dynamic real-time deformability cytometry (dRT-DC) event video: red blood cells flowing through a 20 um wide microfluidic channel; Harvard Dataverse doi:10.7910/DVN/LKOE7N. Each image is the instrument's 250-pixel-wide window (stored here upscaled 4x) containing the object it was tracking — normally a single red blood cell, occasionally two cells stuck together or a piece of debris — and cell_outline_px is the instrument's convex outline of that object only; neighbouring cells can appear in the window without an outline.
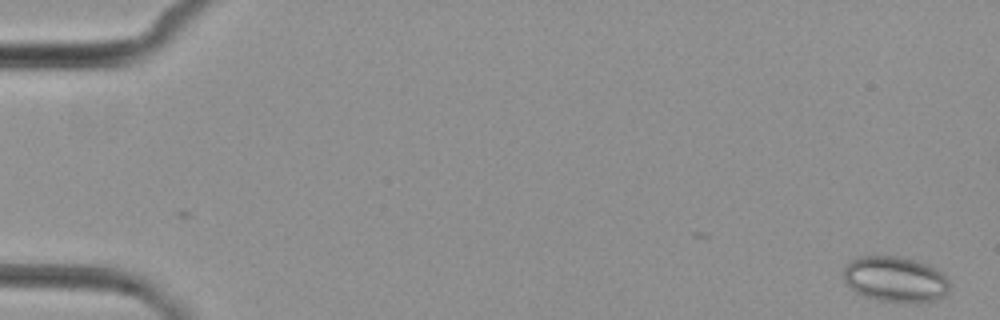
{"species": "common noctule bat (a hibernating species)", "species_latin": "Nyctalus noctula", "temperature_condition": "cold", "stored_images_in_passage": 8, "camera_frame_rate_fps": 3000, "um_per_image_px": 0.085, "animal": {"sex": "female", "body_mass_g": 29.2, "forearm_length_mm": 56.3}, "frame": {"image": 1, "passage_image": 1, "time_ms": 0.0, "image_size_px": [1000, 320], "cell_outline_px": [[948, 292], [944, 296], [936, 300], [904, 304], [880, 300], [864, 296], [856, 292], [844, 280], [844, 264], [856, 256], [900, 256], [916, 260], [928, 264], [936, 268], [948, 280]], "centroid_in_image_um": [76.09, 23.73], "position_along_channel_um": 8.9, "area_um2": 28.55}}
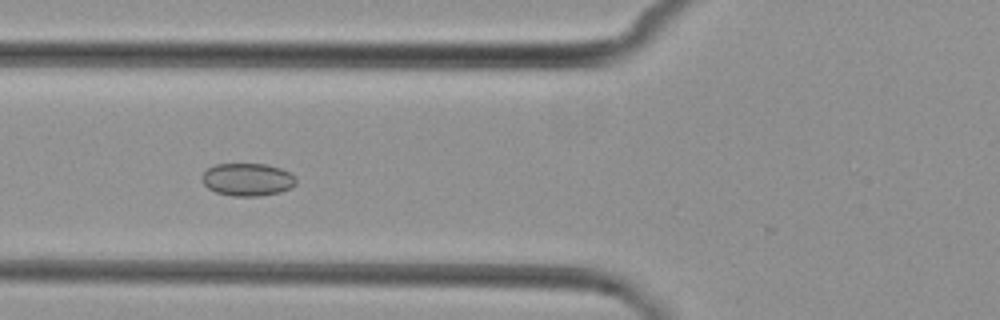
{"frame": {"image": 2, "passage_image": 6, "time_ms": 6.667, "image_size_px": [1000, 320], "cell_outline_px": [[296, 184], [292, 188], [280, 192], [260, 196], [232, 196], [216, 192], [208, 188], [200, 180], [200, 176], [208, 168], [216, 164], [268, 164], [280, 168], [296, 176]], "centroid_in_image_um": [21.04, 15.26], "position_along_channel_um": 104.8, "area_um2": 18.15}}
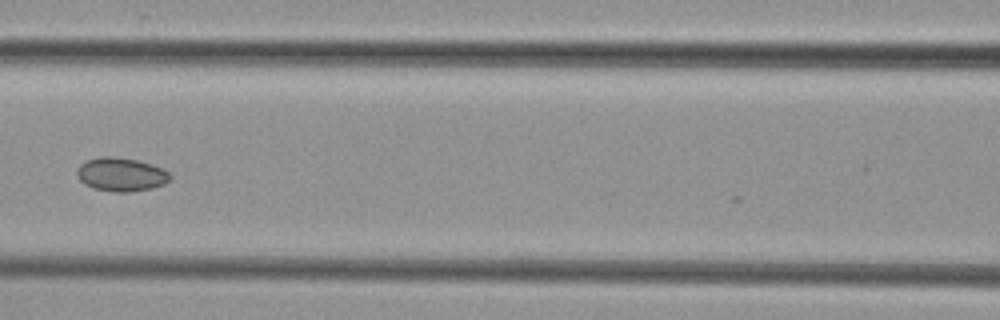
{"frame": {"image": 3, "passage_image": 7, "time_ms": 8.0, "image_size_px": [1000, 320], "cell_outline_px": [[172, 176], [164, 184], [152, 188], [128, 192], [112, 192], [92, 188], [84, 184], [80, 180], [76, 172], [76, 168], [84, 160], [100, 156], [116, 156], [136, 160], [152, 164], [164, 168]], "centroid_in_image_um": [10.26, 14.82], "position_along_channel_um": 156.3, "area_um2": 18.55}}